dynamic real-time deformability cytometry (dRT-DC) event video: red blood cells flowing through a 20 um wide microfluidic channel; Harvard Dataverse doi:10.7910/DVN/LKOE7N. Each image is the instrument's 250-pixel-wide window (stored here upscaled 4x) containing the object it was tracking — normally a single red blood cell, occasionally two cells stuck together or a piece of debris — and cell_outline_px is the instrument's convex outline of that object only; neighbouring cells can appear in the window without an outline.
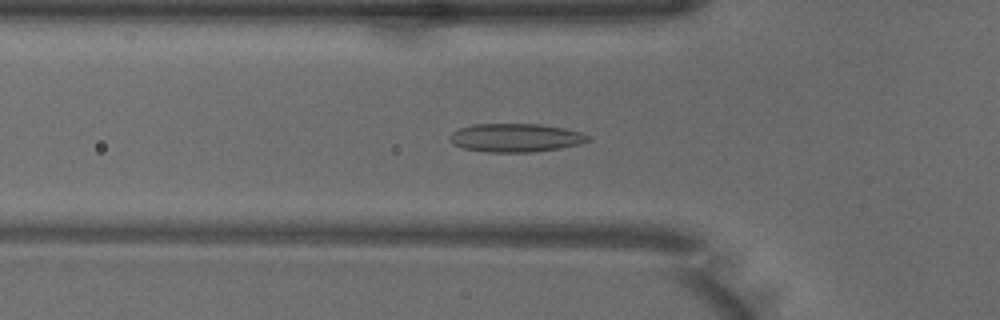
{"species": "common noctule bat (a hibernating species)", "species_latin": "Nyctalus noctula", "temperature_condition": "warm", "stored_images_in_passage": 50, "camera_frame_rate_fps": 3000, "um_per_image_px": 0.085, "animal": {"sex": "male", "body_mass_g": 18.8}, "frame": {"image": 1, "passage_image": 16, "time_ms": 5.0, "image_size_px": [1000, 320], "cell_outline_px": [[588, 140], [580, 144], [560, 148], [532, 152], [488, 152], [464, 148], [452, 144], [448, 140], [448, 136], [452, 132], [460, 128], [472, 124], [540, 124], [564, 128], [580, 132], [588, 136]], "centroid_in_image_um": [43.77, 11.71], "position_along_channel_um": 82.0, "area_um2": 22.89}}
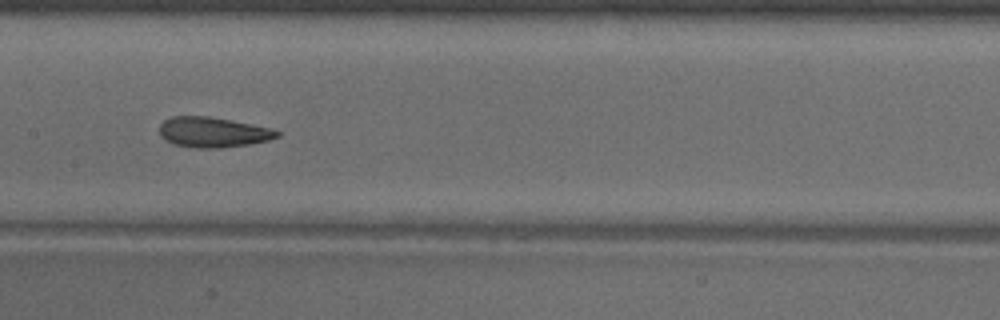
{"frame": {"image": 2, "passage_image": 24, "time_ms": 7.667, "image_size_px": [1000, 320], "cell_outline_px": [[280, 136], [268, 140], [252, 144], [220, 148], [196, 148], [176, 144], [164, 140], [160, 136], [160, 124], [164, 120], [172, 116], [208, 116], [272, 128], [280, 132]], "centroid_in_image_um": [18.1, 11.24], "position_along_channel_um": 189.3, "area_um2": 20.75}}
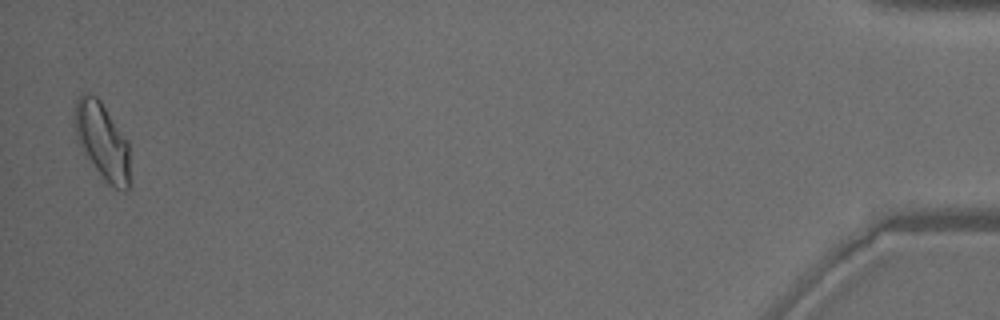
{"frame": {"image": 3, "passage_image": 49, "time_ms": 16.0, "image_size_px": [1000, 320], "cell_outline_px": [[128, 188], [124, 192], [108, 184], [96, 168], [80, 144], [76, 136], [72, 120], [76, 100], [84, 92], [96, 96], [100, 100], [128, 140]], "centroid_in_image_um": [8.67, 11.92], "position_along_channel_um": 426.5, "area_um2": 24.28}, "authors_computed_cell_mechanics": {"area_um2": 21.7039, "velocity_mm_per_s": 3.9849, "shape_relaxation_time_tau1_ms": 6.8369, "shape_relaxation_time_tau2_ms": 1.6791, "deformation_change_tau1": 0.1715, "deformation_change_tau2": 0.0801}}